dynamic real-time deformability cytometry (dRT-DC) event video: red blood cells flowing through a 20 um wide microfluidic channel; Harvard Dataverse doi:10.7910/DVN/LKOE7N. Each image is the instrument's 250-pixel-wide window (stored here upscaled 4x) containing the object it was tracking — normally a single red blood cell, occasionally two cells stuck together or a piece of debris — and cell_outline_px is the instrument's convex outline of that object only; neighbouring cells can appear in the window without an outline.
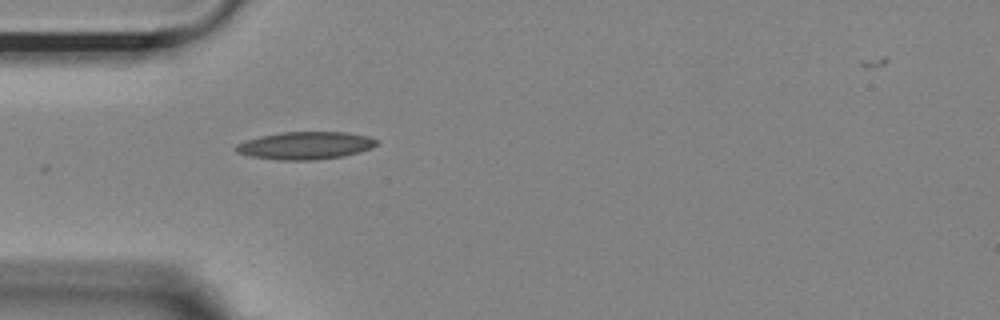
{"species": "Egyptian fruit bat (a non-hibernating species)", "species_latin": "Rousettus aegyptiacus", "temperature_condition": "room temperature", "stored_images_in_passage": 28, "camera_frame_rate_fps": 3000, "um_per_image_px": 0.085, "animal": {"sex": "female"}, "frame": {"image": 1, "passage_image": 1, "time_ms": 0.0, "image_size_px": [1000, 320], "cell_outline_px": [[380, 144], [372, 148], [344, 156], [312, 160], [280, 160], [252, 156], [236, 152], [232, 148], [236, 144], [260, 136], [280, 132], [348, 132], [368, 136], [380, 140]], "centroid_in_image_um": [26.0, 12.36], "position_along_channel_um": 59.0, "area_um2": 22.77}}
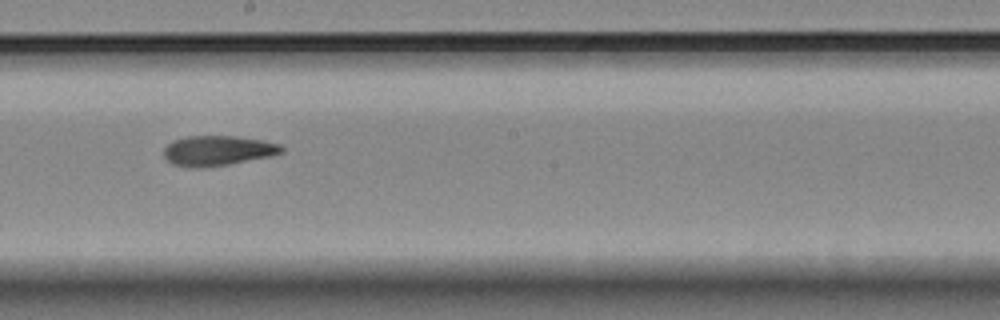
{"frame": {"image": 2, "passage_image": 15, "time_ms": 4.667, "image_size_px": [1000, 320], "cell_outline_px": [[284, 152], [272, 156], [228, 164], [172, 164], [164, 156], [164, 148], [172, 140], [188, 136], [236, 136], [260, 140], [280, 144], [284, 148]], "centroid_in_image_um": [18.58, 12.75], "position_along_channel_um": 229.6, "area_um2": 19.71}}
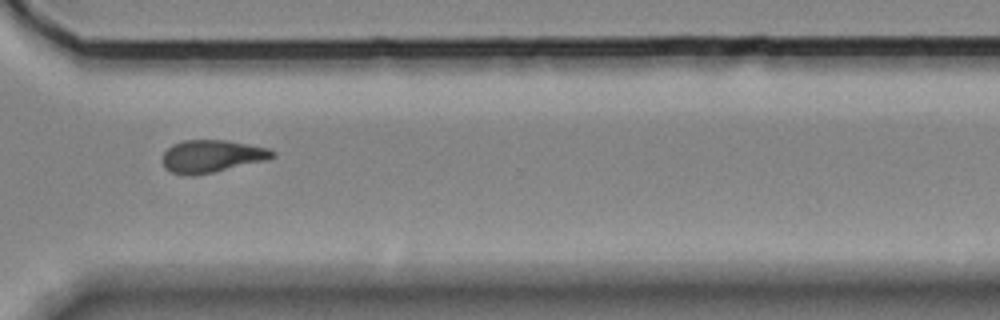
{"frame": {"image": 3, "passage_image": 25, "time_ms": 8.0, "image_size_px": [1000, 320], "cell_outline_px": [[276, 156], [264, 160], [212, 172], [172, 172], [164, 168], [160, 160], [164, 152], [172, 144], [184, 140], [224, 140], [268, 148], [276, 152]], "centroid_in_image_um": [17.98, 13.23], "position_along_channel_um": 352.6, "area_um2": 20.06}, "authors_computed_cell_mechanics": {"area_um2": 20.4612, "velocity_mm_per_s": 3.6899, "shape_relaxation_time_tau1_ms": null, "shape_relaxation_time_tau2_ms": 4.3467, "deformation_change_tau1": null, "deformation_change_tau2": 0.1248}}